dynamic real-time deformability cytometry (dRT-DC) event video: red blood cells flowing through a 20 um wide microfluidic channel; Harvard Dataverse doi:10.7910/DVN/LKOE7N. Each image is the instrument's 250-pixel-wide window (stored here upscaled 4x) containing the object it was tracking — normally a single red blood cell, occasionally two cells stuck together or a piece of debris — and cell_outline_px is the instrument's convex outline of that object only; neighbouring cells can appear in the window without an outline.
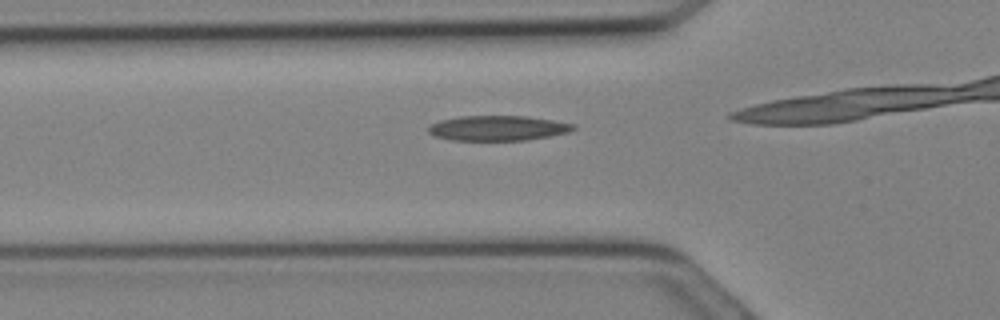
{"species": "Egyptian fruit bat (a non-hibernating species)", "species_latin": "Rousettus aegyptiacus", "temperature_condition": "cold", "stored_images_in_passage": 14, "camera_frame_rate_fps": 3000, "um_per_image_px": 0.085, "animal": {"sex": "female"}, "frame": {"image": 1, "passage_image": 5, "time_ms": 1.333, "image_size_px": [1000, 320], "cell_outline_px": [[576, 128], [568, 132], [528, 140], [448, 140], [436, 136], [428, 132], [428, 128], [432, 124], [440, 120], [460, 116], [524, 116], [552, 120], [572, 124]], "centroid_in_image_um": [42.28, 10.89], "position_along_channel_um": 83.5, "area_um2": 20.92}}
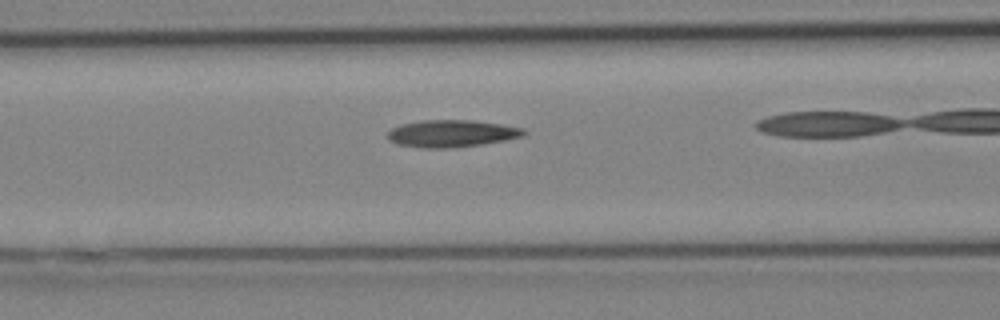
{"frame": {"image": 2, "passage_image": 7, "time_ms": 2.0, "image_size_px": [1000, 320], "cell_outline_px": [[528, 132], [524, 136], [504, 140], [480, 144], [444, 148], [424, 148], [400, 144], [388, 140], [388, 132], [392, 128], [400, 124], [424, 120], [472, 120], [500, 124], [524, 128]], "centroid_in_image_um": [38.4, 11.33], "position_along_channel_um": 128.2, "area_um2": 21.33}}